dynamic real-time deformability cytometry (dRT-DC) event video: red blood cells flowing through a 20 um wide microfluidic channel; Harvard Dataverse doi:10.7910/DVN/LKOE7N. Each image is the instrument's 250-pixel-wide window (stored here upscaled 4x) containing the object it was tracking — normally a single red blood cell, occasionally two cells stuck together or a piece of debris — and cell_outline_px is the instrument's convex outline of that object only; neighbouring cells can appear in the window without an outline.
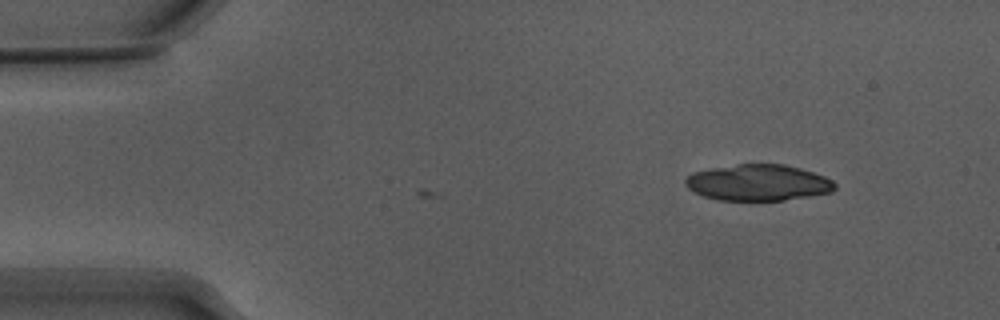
{"species": "Egyptian fruit bat (a non-hibernating species)", "species_latin": "Rousettus aegyptiacus", "temperature_condition": "warm", "stored_images_in_passage": 3, "camera_frame_rate_fps": 3000, "um_per_image_px": 0.085, "animal": {"sex": "male"}, "frame": {"image": 1, "passage_image": 3, "time_ms": 0.667, "image_size_px": [1000, 320], "cell_outline_px": [[836, 188], [832, 192], [784, 200], [716, 200], [704, 196], [688, 188], [684, 184], [684, 180], [692, 172], [712, 168], [736, 164], [784, 164], [800, 168], [824, 176], [832, 180], [836, 184]], "centroid_in_image_um": [64.44, 15.52], "position_along_channel_um": 20.6, "area_um2": 31.5}}